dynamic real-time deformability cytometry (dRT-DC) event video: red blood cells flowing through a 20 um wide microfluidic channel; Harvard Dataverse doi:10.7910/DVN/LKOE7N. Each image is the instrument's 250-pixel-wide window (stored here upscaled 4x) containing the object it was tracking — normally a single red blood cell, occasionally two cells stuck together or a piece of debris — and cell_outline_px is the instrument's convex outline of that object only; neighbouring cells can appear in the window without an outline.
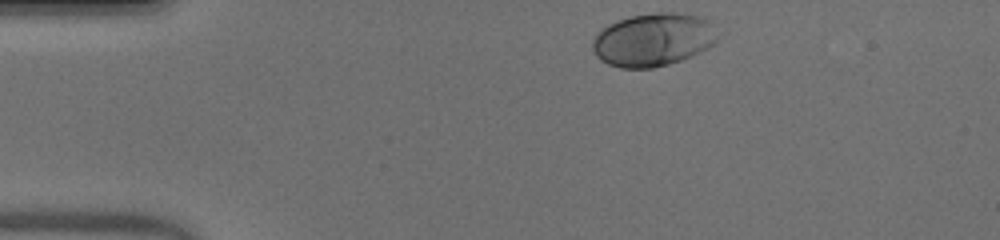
{"species": "human", "species_latin": "Homo sapiens", "temperature_condition": "warm", "stored_images_in_passage": 34, "camera_frame_rate_fps": 3000, "um_per_image_px": 0.085, "donor": {"sex": "male"}, "frame": {"image": 1, "passage_image": 1, "time_ms": 0.0, "image_size_px": [1000, 240], "cell_outline_px": [[716, 40], [708, 48], [700, 52], [680, 60], [668, 64], [652, 68], [620, 68], [608, 64], [600, 60], [596, 56], [592, 48], [592, 40], [600, 28], [616, 20], [632, 16], [656, 12], [676, 12], [704, 16], [708, 20], [716, 32]], "centroid_in_image_um": [55.48, 3.36], "position_along_channel_um": 29.5, "area_um2": 38.9}}
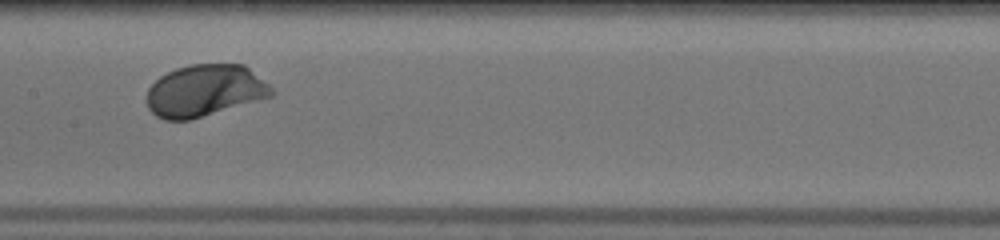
{"frame": {"image": 2, "passage_image": 18, "time_ms": 5.667, "image_size_px": [1000, 240], "cell_outline_px": [[276, 92], [272, 96], [188, 120], [164, 120], [156, 116], [148, 108], [148, 88], [160, 76], [176, 68], [192, 64], [244, 64], [268, 84]], "centroid_in_image_um": [17.4, 7.7], "position_along_channel_um": 190.0, "area_um2": 37.34}}
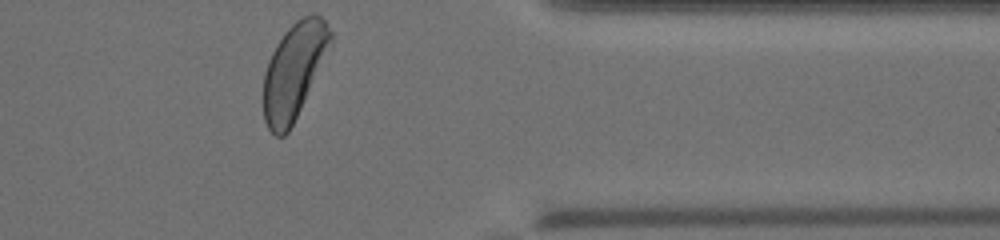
{"frame": {"image": 3, "passage_image": 34, "time_ms": 11.0, "image_size_px": [1000, 240], "cell_outline_px": [[332, 44], [288, 132], [284, 136], [276, 136], [268, 128], [264, 120], [264, 72], [268, 60], [276, 44], [288, 28], [296, 20], [312, 12], [316, 12], [324, 20], [332, 32]], "centroid_in_image_um": [24.99, 5.98], "position_along_channel_um": 386.4, "area_um2": 36.88}, "authors_computed_cell_mechanics": {"area_um2": 37.1654, "velocity_mm_per_s": 3.9473, "shape_relaxation_time_tau1_ms": 1.4322, "shape_relaxation_time_tau2_ms": null, "deformation_change_tau1": 0.1152, "deformation_change_tau2": null}}